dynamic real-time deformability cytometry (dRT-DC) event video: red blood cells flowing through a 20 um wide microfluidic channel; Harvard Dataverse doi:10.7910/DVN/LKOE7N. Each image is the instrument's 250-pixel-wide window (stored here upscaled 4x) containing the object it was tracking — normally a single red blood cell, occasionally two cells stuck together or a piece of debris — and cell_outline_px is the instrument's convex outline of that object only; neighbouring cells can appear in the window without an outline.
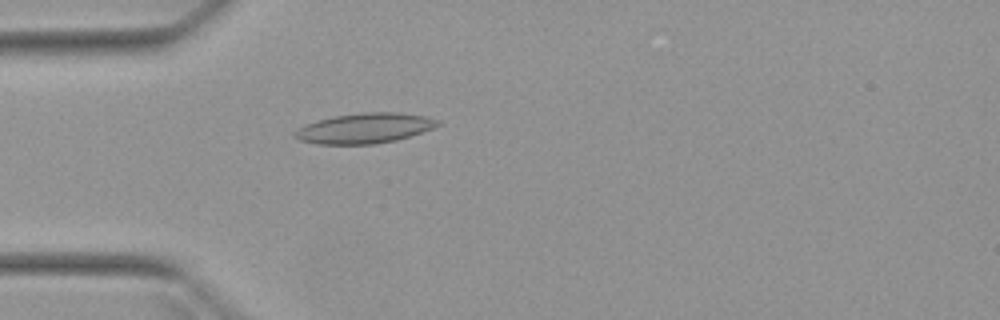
{"species": "Egyptian fruit bat (a non-hibernating species)", "species_latin": "Rousettus aegyptiacus", "temperature_condition": "warm", "stored_images_in_passage": 2, "camera_frame_rate_fps": 3000, "um_per_image_px": 0.085, "animal": {"sex": "female"}, "frame": {"image": 1, "passage_image": 2, "time_ms": 1.0, "image_size_px": [1000, 320], "cell_outline_px": [[440, 124], [432, 128], [396, 140], [376, 144], [316, 144], [300, 140], [292, 136], [292, 132], [304, 124], [332, 116], [360, 112], [396, 112], [424, 116], [440, 120]], "centroid_in_image_um": [30.92, 10.89], "position_along_channel_um": 54.1, "area_um2": 25.2}}